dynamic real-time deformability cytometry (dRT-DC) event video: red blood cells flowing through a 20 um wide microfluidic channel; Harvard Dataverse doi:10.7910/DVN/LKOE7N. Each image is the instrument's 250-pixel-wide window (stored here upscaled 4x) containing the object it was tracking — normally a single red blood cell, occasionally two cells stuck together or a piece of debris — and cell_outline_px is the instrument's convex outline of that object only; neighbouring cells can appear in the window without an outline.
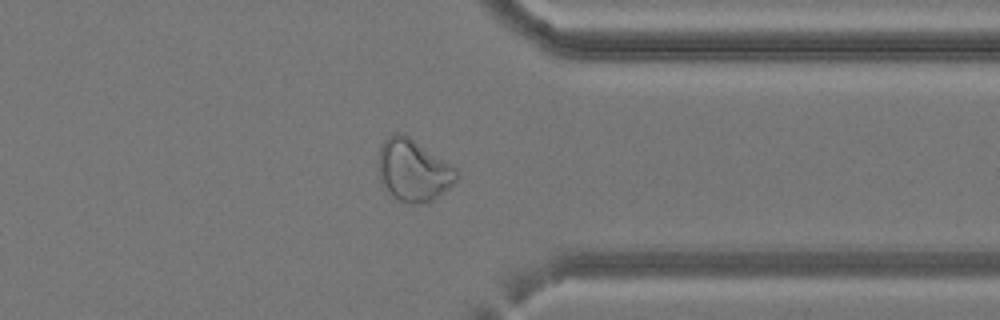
{"species": "common noctule bat (a hibernating species)", "species_latin": "Nyctalus noctula", "temperature_condition": "cold", "stored_images_in_passage": 34, "camera_frame_rate_fps": 3000, "um_per_image_px": 0.085, "animal": {"sex": "female", "body_mass_g": 24.6, "forearm_length_mm": 56.2}, "frame": {"image": 1, "passage_image": 25, "time_ms": 8.0, "image_size_px": [1000, 320], "cell_outline_px": [[460, 176], [448, 188], [428, 204], [412, 204], [396, 200], [392, 196], [380, 180], [380, 148], [384, 140], [388, 136], [396, 132], [408, 136], [452, 164], [456, 168]], "centroid_in_image_um": [35.17, 14.5], "position_along_channel_um": 376.2, "area_um2": 28.09}}